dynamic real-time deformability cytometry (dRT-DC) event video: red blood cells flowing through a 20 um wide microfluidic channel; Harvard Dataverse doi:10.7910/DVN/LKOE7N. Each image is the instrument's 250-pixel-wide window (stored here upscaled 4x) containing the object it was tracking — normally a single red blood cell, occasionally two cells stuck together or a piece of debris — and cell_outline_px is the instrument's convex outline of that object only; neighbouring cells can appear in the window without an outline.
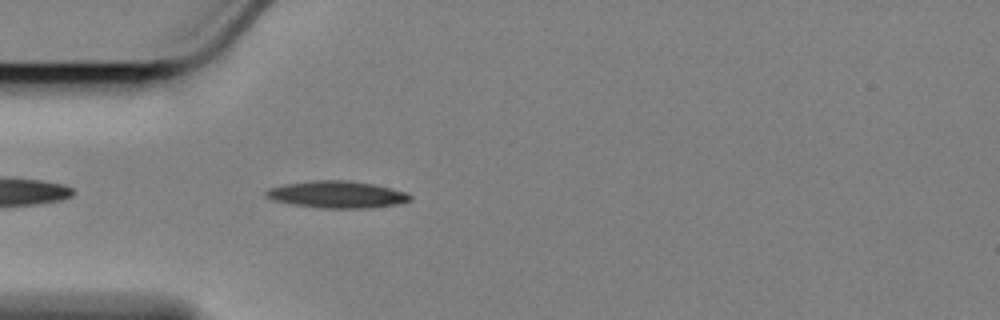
{"species": "Egyptian fruit bat (a non-hibernating species)", "species_latin": "Rousettus aegyptiacus", "temperature_condition": "cold", "stored_images_in_passage": 44, "camera_frame_rate_fps": 3000, "um_per_image_px": 0.085, "animal": {"sex": "female"}, "frame": {"image": 1, "passage_image": 3, "time_ms": 0.667, "image_size_px": [1000, 320], "cell_outline_px": [[412, 200], [396, 204], [364, 208], [324, 208], [296, 204], [276, 200], [268, 196], [264, 192], [268, 188], [284, 184], [312, 180], [348, 180], [372, 184], [404, 192], [412, 196]], "centroid_in_image_um": [28.64, 16.52], "position_along_channel_um": 56.4, "area_um2": 22.14}}
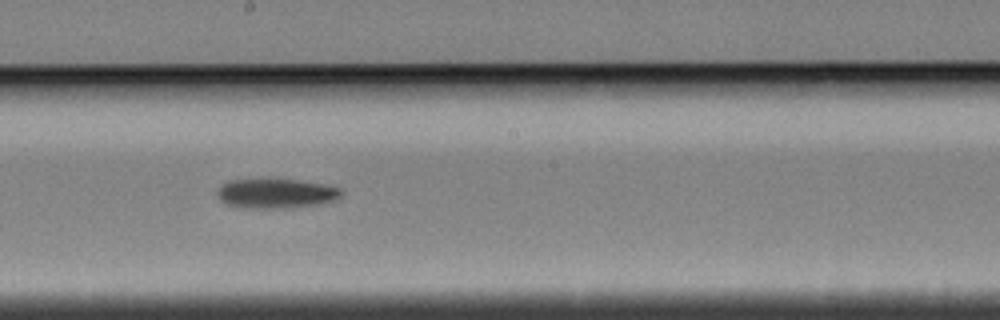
{"frame": {"image": 2, "passage_image": 18, "time_ms": 5.667, "image_size_px": [1000, 320], "cell_outline_px": [[344, 192], [340, 196], [332, 200], [316, 204], [292, 208], [244, 208], [224, 204], [216, 196], [216, 192], [228, 180], [296, 180], [324, 184], [340, 188]], "centroid_in_image_um": [23.42, 16.46], "position_along_channel_um": 224.8, "area_um2": 21.21}}
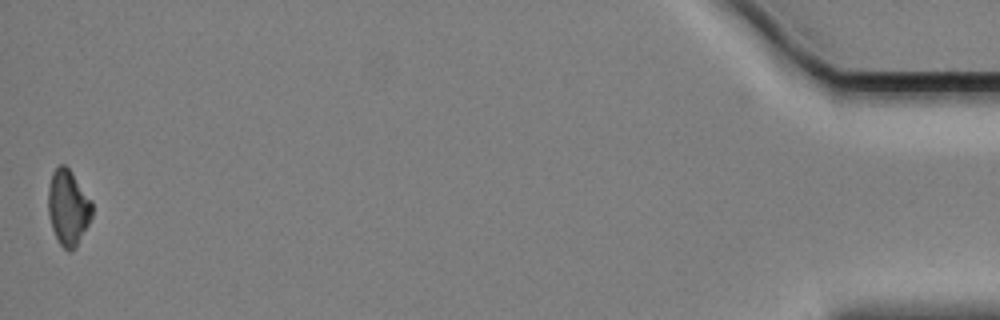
{"frame": {"image": 3, "passage_image": 44, "time_ms": 14.333, "image_size_px": [1000, 320], "cell_outline_px": [[92, 216], [76, 248], [68, 252], [60, 244], [52, 228], [48, 216], [48, 188], [52, 172], [60, 164], [64, 164], [72, 172], [92, 200]], "centroid_in_image_um": [5.79, 17.64], "position_along_channel_um": 429.4, "area_um2": 19.42}, "authors_computed_cell_mechanics": {"area_um2": 21.1259, "velocity_mm_per_s": 3.4417, "shape_relaxation_time_tau1_ms": 8.1941, "shape_relaxation_time_tau2_ms": null, "deformation_change_tau1": 0.1813, "deformation_change_tau2": null}}